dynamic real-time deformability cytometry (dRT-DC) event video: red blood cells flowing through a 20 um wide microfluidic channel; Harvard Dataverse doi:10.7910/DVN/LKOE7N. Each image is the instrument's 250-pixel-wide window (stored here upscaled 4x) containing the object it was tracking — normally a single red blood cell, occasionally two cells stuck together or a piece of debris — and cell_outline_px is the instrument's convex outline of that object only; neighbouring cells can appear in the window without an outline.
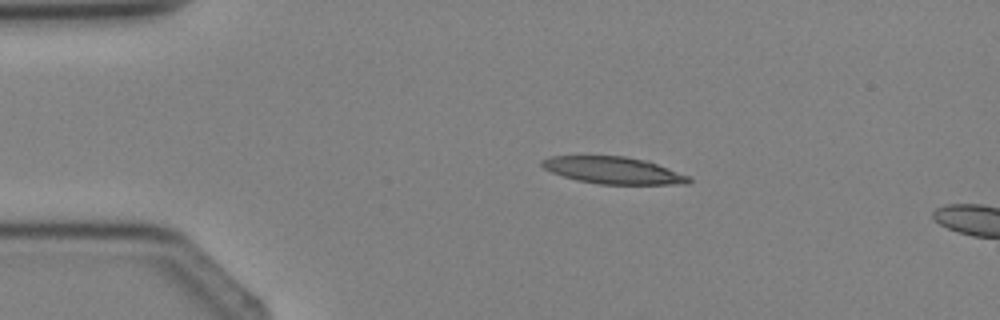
{"species": "Egyptian fruit bat (a non-hibernating species)", "species_latin": "Rousettus aegyptiacus", "temperature_condition": "cold", "stored_images_in_passage": 2, "camera_frame_rate_fps": 3000, "um_per_image_px": 0.085, "animal": {"sex": "female"}, "frame": {"image": 1, "passage_image": 1, "time_ms": 0.0, "image_size_px": [1000, 320], "cell_outline_px": [[692, 180], [688, 184], [600, 184], [576, 180], [552, 172], [544, 168], [540, 164], [540, 160], [552, 156], [624, 156], [648, 160], [688, 176]], "centroid_in_image_um": [52.13, 14.47], "position_along_channel_um": 32.9, "area_um2": 23.0}}